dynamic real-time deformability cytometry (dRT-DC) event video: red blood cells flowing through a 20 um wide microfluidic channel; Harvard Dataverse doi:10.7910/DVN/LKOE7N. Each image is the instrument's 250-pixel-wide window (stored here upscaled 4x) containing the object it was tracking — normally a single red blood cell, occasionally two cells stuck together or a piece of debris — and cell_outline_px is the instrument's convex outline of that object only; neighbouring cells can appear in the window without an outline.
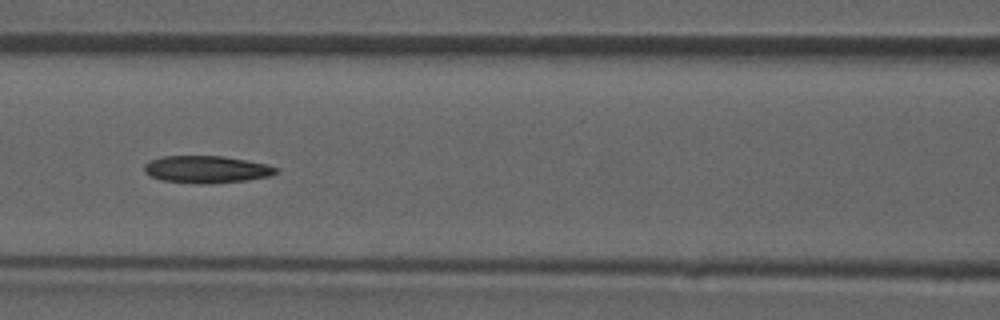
{"species": "common noctule bat (a hibernating species)", "species_latin": "Nyctalus noctula", "temperature_condition": "room temperature", "stored_images_in_passage": 48, "camera_frame_rate_fps": 3000, "um_per_image_px": 0.085, "animal": {"sex": "male", "forearm_length_mm": 52.5}, "frame": {"image": 1, "passage_image": 21, "time_ms": 6.667, "image_size_px": [1000, 320], "cell_outline_px": [[280, 172], [268, 176], [248, 180], [208, 184], [200, 184], [160, 180], [144, 172], [144, 164], [148, 160], [164, 156], [224, 156], [264, 164], [276, 168]], "centroid_in_image_um": [17.51, 14.4], "position_along_channel_um": 149.1, "area_um2": 20.87}}